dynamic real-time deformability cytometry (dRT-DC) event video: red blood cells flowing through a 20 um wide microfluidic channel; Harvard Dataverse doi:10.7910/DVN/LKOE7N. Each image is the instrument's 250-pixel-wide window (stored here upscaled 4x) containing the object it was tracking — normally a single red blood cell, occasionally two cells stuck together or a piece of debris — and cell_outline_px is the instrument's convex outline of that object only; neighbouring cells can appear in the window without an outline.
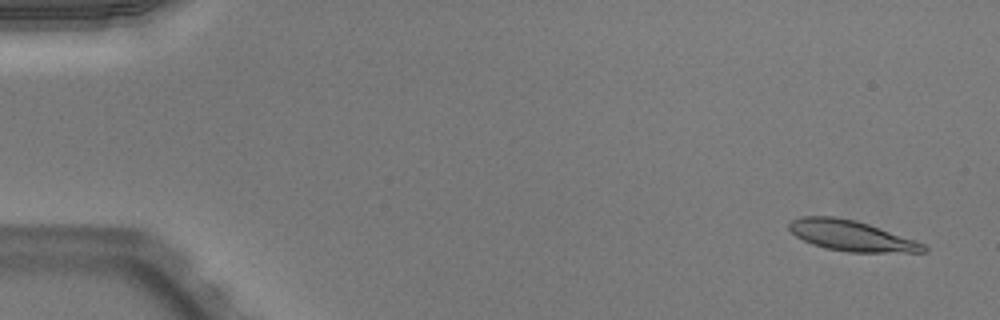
{"species": "Egyptian fruit bat (a non-hibernating species)", "species_latin": "Rousettus aegyptiacus", "temperature_condition": "warm", "stored_images_in_passage": 51, "camera_frame_rate_fps": 3000, "um_per_image_px": 0.085, "animal": {"sex": "male"}, "frame": {"image": 1, "passage_image": 3, "time_ms": 0.667, "image_size_px": [1000, 320], "cell_outline_px": [[928, 248], [924, 252], [848, 252], [828, 248], [812, 244], [796, 236], [788, 228], [788, 224], [792, 220], [800, 216], [836, 216], [856, 220], [868, 224], [924, 244]], "centroid_in_image_um": [72.31, 20.02], "position_along_channel_um": 12.7, "area_um2": 23.58}}
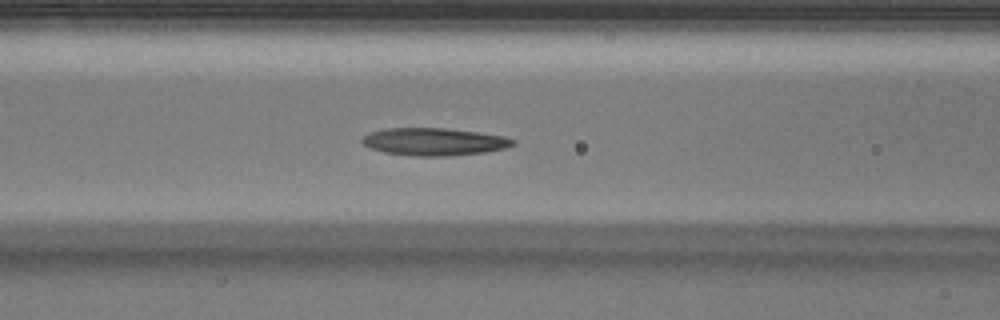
{"frame": {"image": 2, "passage_image": 22, "time_ms": 7.0, "image_size_px": [1000, 320], "cell_outline_px": [[516, 144], [504, 148], [484, 152], [448, 156], [412, 156], [384, 152], [372, 148], [364, 144], [360, 140], [364, 136], [372, 132], [384, 128], [444, 128], [476, 132], [504, 136], [516, 140]], "centroid_in_image_um": [36.9, 12.04], "position_along_channel_um": 129.7, "area_um2": 24.04}}
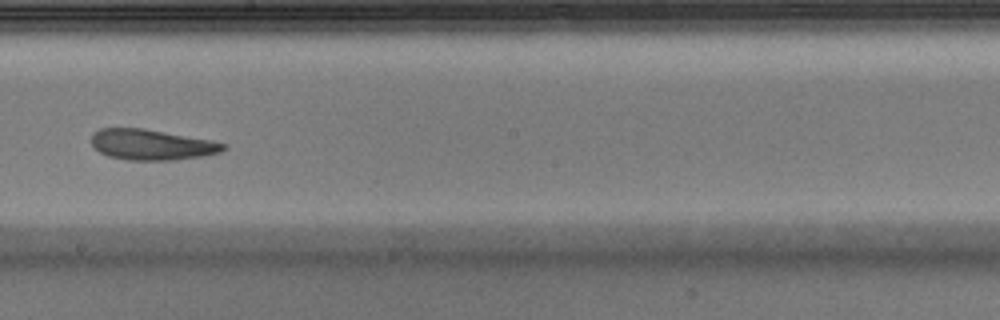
{"frame": {"image": 3, "passage_image": 30, "time_ms": 9.667, "image_size_px": [1000, 320], "cell_outline_px": [[228, 148], [220, 152], [204, 156], [176, 160], [128, 160], [108, 156], [100, 152], [92, 144], [92, 132], [100, 128], [144, 128], [212, 140], [228, 144]], "centroid_in_image_um": [12.93, 12.29], "position_along_channel_um": 235.3, "area_um2": 23.76}, "authors_computed_cell_mechanics": {"area_um2": 24.1026, "velocity_mm_per_s": 3.9588, "shape_relaxation_time_tau1_ms": null, "shape_relaxation_time_tau2_ms": 7.6831, "deformation_change_tau1": null, "deformation_change_tau2": 0.1825}}